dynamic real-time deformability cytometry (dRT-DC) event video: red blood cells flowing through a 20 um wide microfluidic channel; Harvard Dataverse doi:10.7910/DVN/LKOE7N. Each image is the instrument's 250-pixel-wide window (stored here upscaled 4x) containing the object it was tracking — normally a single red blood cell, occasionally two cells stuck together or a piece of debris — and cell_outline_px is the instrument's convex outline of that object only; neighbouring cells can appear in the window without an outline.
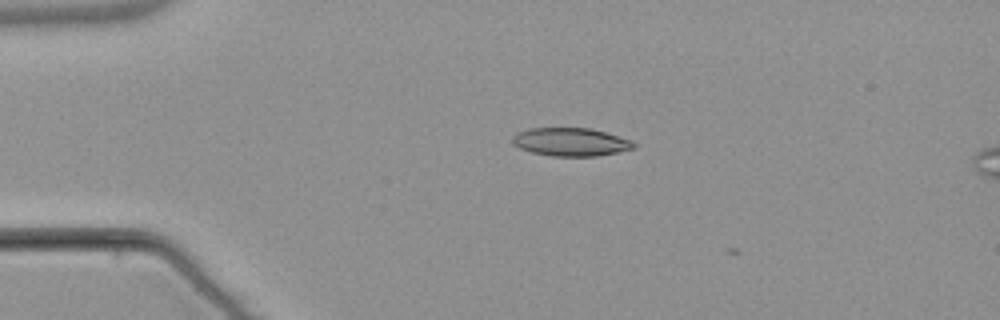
{"species": "common noctule bat (a hibernating species)", "species_latin": "Nyctalus noctula", "temperature_condition": "warm", "stored_images_in_passage": 2, "camera_frame_rate_fps": 3000, "um_per_image_px": 0.085, "animal": {"sex": "male", "body_mass_g": 21.5, "forearm_length_mm": 52.0}, "frame": {"image": 1, "passage_image": 1, "time_ms": 0.0, "image_size_px": [1000, 320], "cell_outline_px": [[636, 148], [596, 156], [552, 156], [532, 152], [520, 148], [512, 144], [512, 136], [516, 132], [528, 128], [592, 128], [628, 140], [636, 144]], "centroid_in_image_um": [48.45, 12.06], "position_along_channel_um": 36.6, "area_um2": 19.83}}